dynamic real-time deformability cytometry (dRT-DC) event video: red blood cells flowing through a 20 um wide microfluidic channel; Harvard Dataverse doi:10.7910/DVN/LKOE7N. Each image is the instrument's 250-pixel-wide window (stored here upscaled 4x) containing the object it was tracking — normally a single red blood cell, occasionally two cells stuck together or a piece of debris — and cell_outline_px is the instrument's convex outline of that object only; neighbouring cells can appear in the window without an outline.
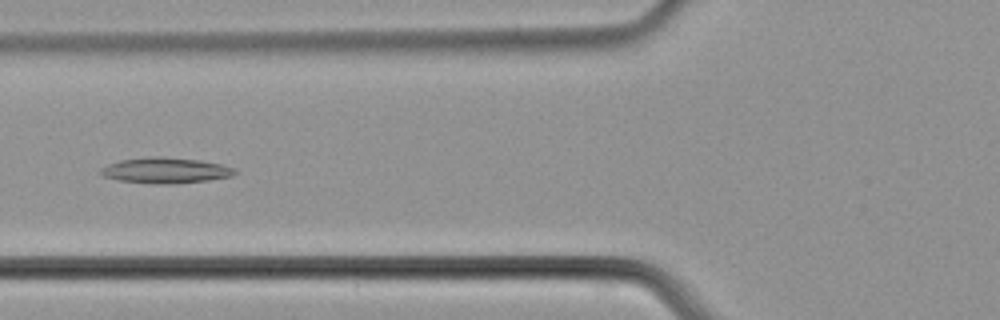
{"species": "common noctule bat (a hibernating species)", "species_latin": "Nyctalus noctula", "temperature_condition": "cold", "stored_images_in_passage": 43, "camera_frame_rate_fps": 3000, "um_per_image_px": 0.085, "animal": {"sex": "male", "body_mass_g": 21.5, "forearm_length_mm": 52.0}, "frame": {"image": 1, "passage_image": 9, "time_ms": 2.667, "image_size_px": [1000, 320], "cell_outline_px": [[236, 172], [232, 176], [208, 180], [172, 184], [164, 184], [120, 180], [100, 176], [96, 172], [100, 168], [108, 164], [120, 160], [156, 156], [164, 156], [200, 160], [220, 164], [236, 168]], "centroid_in_image_um": [14.03, 14.48], "position_along_channel_um": 111.8, "area_um2": 20.11}}
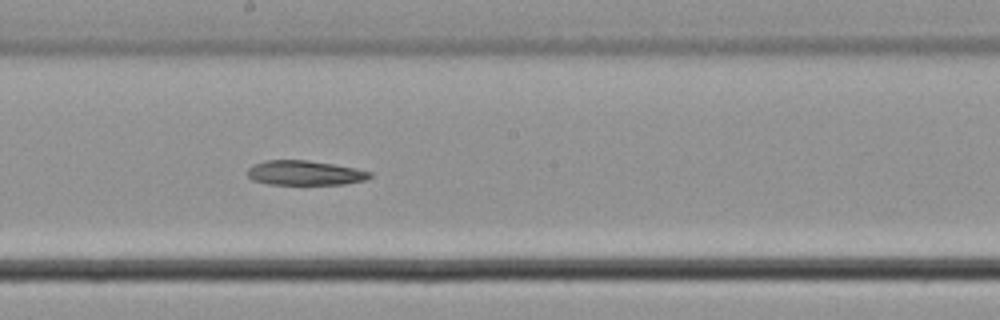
{"frame": {"image": 2, "passage_image": 18, "time_ms": 5.667, "image_size_px": [1000, 320], "cell_outline_px": [[372, 176], [368, 180], [344, 184], [268, 184], [252, 180], [248, 176], [248, 168], [252, 164], [264, 160], [308, 160], [332, 164], [372, 172]], "centroid_in_image_um": [25.89, 14.7], "position_along_channel_um": 222.3, "area_um2": 17.57}}
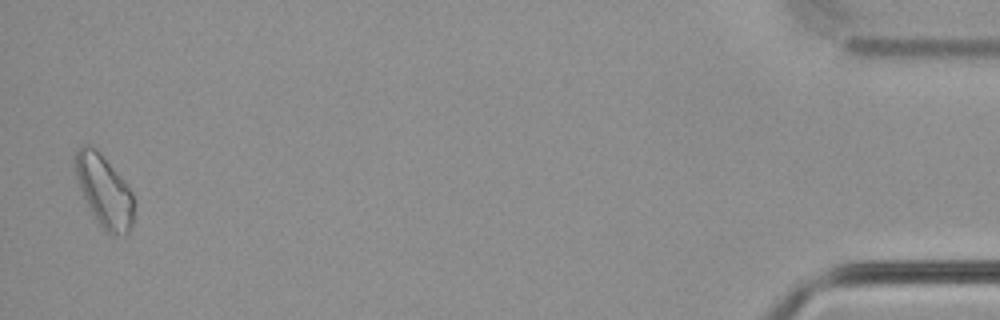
{"frame": {"image": 3, "passage_image": 42, "time_ms": 13.667, "image_size_px": [1000, 320], "cell_outline_px": [[136, 204], [132, 224], [128, 232], [124, 236], [112, 236], [104, 232], [92, 212], [80, 188], [76, 176], [76, 152], [84, 144], [88, 144], [100, 152], [120, 176], [132, 192]], "centroid_in_image_um": [8.92, 16.3], "position_along_channel_um": 426.3, "area_um2": 24.45}}